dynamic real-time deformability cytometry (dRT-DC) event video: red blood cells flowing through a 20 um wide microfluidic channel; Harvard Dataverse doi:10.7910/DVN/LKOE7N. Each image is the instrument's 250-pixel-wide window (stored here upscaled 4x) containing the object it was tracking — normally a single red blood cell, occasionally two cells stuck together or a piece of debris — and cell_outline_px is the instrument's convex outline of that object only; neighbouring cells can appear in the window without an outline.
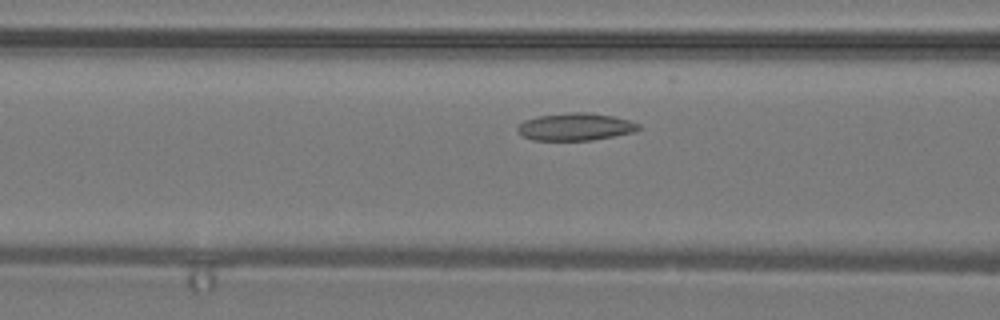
{"species": "common noctule bat (a hibernating species)", "species_latin": "Nyctalus noctula", "temperature_condition": "warm", "stored_images_in_passage": 28, "camera_frame_rate_fps": 3000, "um_per_image_px": 0.085, "animal": {"sex": "male", "body_mass_g": 19.2, "forearm_length_mm": 51.8}, "frame": {"image": 1, "passage_image": 8, "time_ms": 2.333, "image_size_px": [1000, 320], "cell_outline_px": [[640, 128], [632, 132], [592, 140], [532, 140], [516, 132], [516, 128], [524, 120], [536, 116], [572, 112], [584, 112], [612, 116], [628, 120], [640, 124]], "centroid_in_image_um": [48.86, 10.77], "position_along_channel_um": 117.7, "area_um2": 19.19}}
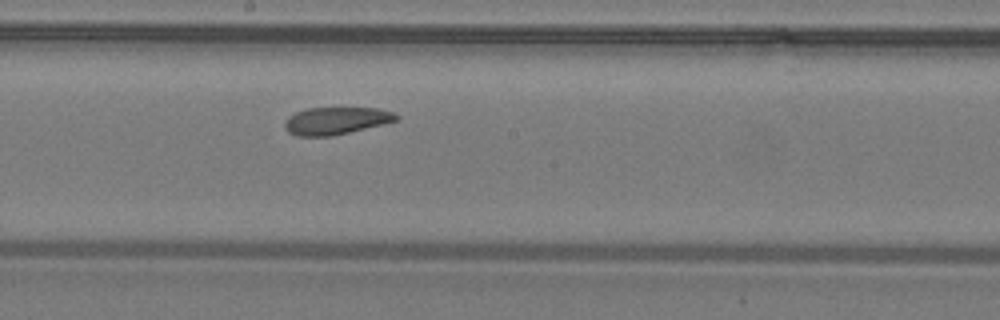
{"frame": {"image": 2, "passage_image": 14, "time_ms": 4.333, "image_size_px": [1000, 320], "cell_outline_px": [[400, 116], [396, 120], [332, 136], [296, 136], [288, 132], [284, 128], [284, 124], [288, 116], [296, 112], [308, 108], [380, 108], [392, 112]], "centroid_in_image_um": [28.5, 10.26], "position_along_channel_um": 219.7, "area_um2": 17.57}}
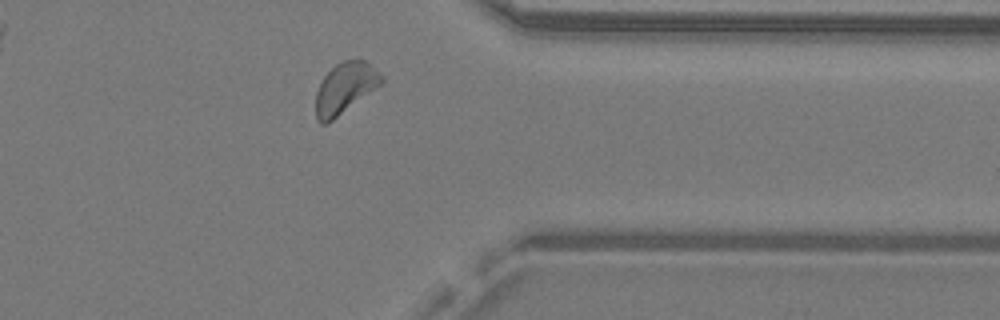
{"frame": {"image": 3, "passage_image": 24, "time_ms": 7.667, "image_size_px": [1000, 320], "cell_outline_px": [[384, 80], [380, 84], [328, 124], [320, 124], [316, 120], [316, 92], [324, 76], [336, 64], [344, 60], [364, 60], [376, 68], [384, 76]], "centroid_in_image_um": [29.31, 7.49], "position_along_channel_um": 382.1, "area_um2": 19.25}}